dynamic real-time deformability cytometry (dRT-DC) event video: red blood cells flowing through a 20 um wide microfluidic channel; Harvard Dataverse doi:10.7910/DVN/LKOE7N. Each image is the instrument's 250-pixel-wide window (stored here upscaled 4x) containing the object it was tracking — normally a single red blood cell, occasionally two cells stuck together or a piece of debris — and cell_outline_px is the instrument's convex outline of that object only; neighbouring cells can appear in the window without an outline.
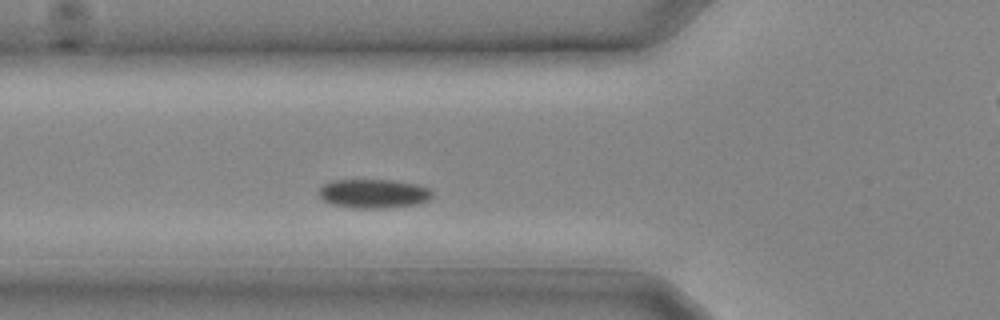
{"species": "common noctule bat (a hibernating species)", "species_latin": "Nyctalus noctula", "temperature_condition": "cold", "stored_images_in_passage": 7, "camera_frame_rate_fps": 3000, "um_per_image_px": 0.085, "animal": {"sex": "male", "body_mass_g": 20.4}, "frame": {"image": 1, "passage_image": 5, "time_ms": 1.333, "image_size_px": [1000, 320], "cell_outline_px": [[432, 196], [428, 200], [420, 204], [384, 208], [352, 208], [332, 204], [324, 200], [320, 196], [320, 188], [324, 184], [332, 180], [392, 180], [416, 184], [428, 188], [432, 192]], "centroid_in_image_um": [31.77, 16.46], "position_along_channel_um": 94.0, "area_um2": 19.13}}
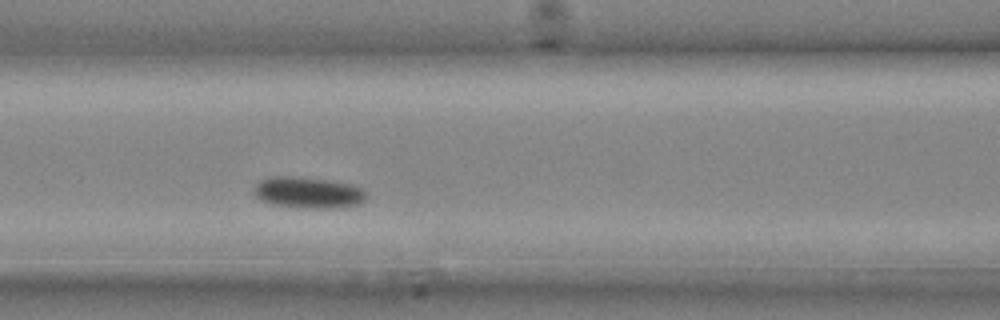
{"frame": {"image": 2, "passage_image": 7, "time_ms": 2.0, "image_size_px": [1000, 320], "cell_outline_px": [[368, 192], [364, 200], [356, 204], [332, 208], [304, 208], [272, 204], [260, 200], [256, 196], [256, 184], [260, 180], [272, 176], [292, 176], [328, 180], [352, 184], [364, 188]], "centroid_in_image_um": [26.22, 16.36], "position_along_channel_um": 140.4, "area_um2": 20.4}}